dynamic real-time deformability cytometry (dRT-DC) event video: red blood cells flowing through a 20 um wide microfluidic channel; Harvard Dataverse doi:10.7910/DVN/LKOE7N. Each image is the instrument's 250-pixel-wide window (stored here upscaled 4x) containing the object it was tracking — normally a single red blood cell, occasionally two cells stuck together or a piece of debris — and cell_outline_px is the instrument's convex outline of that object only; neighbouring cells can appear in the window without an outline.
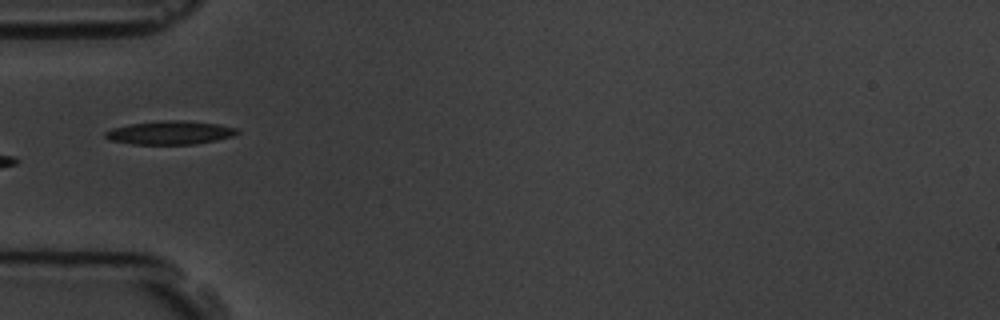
{"species": "common noctule bat (a hibernating species)", "species_latin": "Nyctalus noctula", "temperature_condition": "room temperature", "stored_images_in_passage": 6, "camera_frame_rate_fps": 3000, "um_per_image_px": 0.085, "animal": {"sex": "male", "body_mass_g": 19.5, "forearm_length_mm": 54.6}, "frame": {"image": 1, "passage_image": 5, "time_ms": 4.667, "image_size_px": [1000, 320], "cell_outline_px": [[240, 132], [232, 136], [216, 140], [196, 144], [132, 144], [108, 140], [104, 136], [104, 132], [112, 128], [128, 124], [164, 120], [188, 120], [220, 124], [236, 128]], "centroid_in_image_um": [14.44, 11.27], "position_along_channel_um": 70.6, "area_um2": 18.26}}
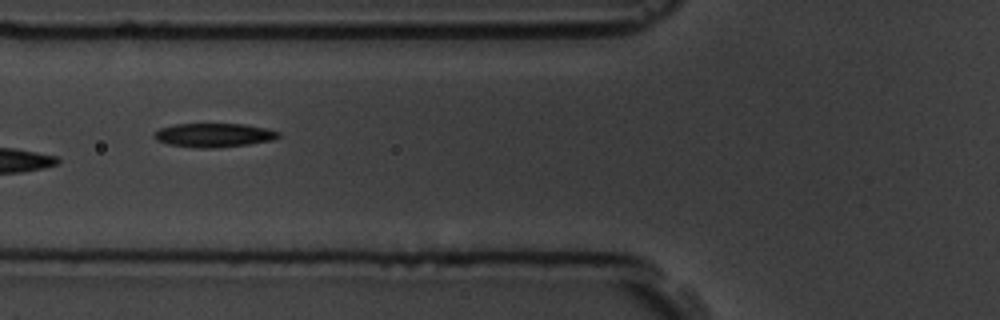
{"frame": {"image": 2, "passage_image": 6, "time_ms": 5.667, "image_size_px": [1000, 320], "cell_outline_px": [[280, 136], [272, 140], [248, 144], [212, 148], [200, 148], [168, 144], [156, 140], [152, 136], [160, 128], [176, 124], [244, 124], [264, 128], [280, 132]], "centroid_in_image_um": [18.16, 11.48], "position_along_channel_um": 107.6, "area_um2": 17.11}}